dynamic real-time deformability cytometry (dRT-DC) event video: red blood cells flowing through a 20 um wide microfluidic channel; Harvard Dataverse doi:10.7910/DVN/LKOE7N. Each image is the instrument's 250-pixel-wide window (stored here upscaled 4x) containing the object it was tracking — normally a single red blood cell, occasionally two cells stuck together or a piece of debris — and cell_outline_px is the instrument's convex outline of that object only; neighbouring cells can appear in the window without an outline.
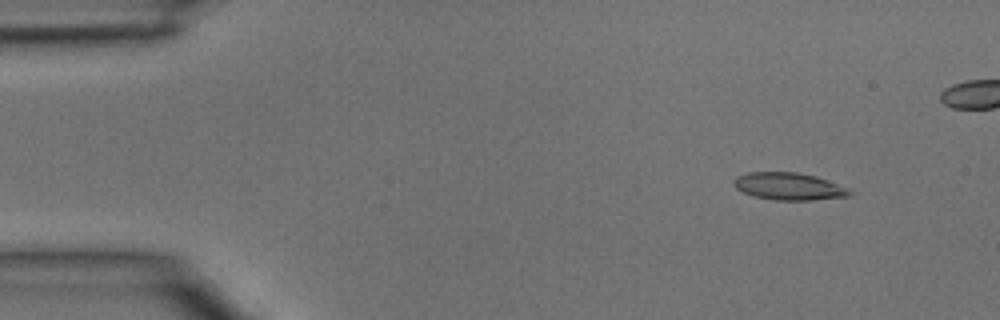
{"species": "common noctule bat (a hibernating species)", "species_latin": "Nyctalus noctula", "temperature_condition": "room temperature", "stored_images_in_passage": 4, "camera_frame_rate_fps": 3000, "um_per_image_px": 0.085, "animal": {"sex": "male", "body_mass_g": 15.6}, "frame": {"image": 1, "passage_image": 1, "time_ms": 0.0, "image_size_px": [1000, 320], "cell_outline_px": [[852, 196], [812, 200], [776, 200], [752, 196], [736, 188], [732, 184], [732, 180], [736, 176], [748, 172], [796, 172], [816, 176], [848, 188], [852, 192]], "centroid_in_image_um": [67.03, 15.84], "position_along_channel_um": 18.0, "area_um2": 18.55}}